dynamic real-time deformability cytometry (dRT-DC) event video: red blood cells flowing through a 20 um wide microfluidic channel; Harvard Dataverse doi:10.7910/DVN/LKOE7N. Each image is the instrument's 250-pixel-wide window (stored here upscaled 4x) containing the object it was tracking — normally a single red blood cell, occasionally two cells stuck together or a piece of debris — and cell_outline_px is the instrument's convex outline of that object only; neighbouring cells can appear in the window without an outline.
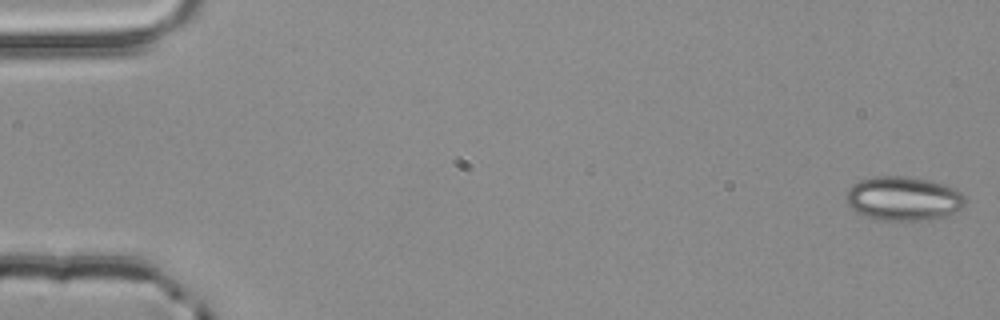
{"species": "common noctule bat (a hibernating species)", "species_latin": "Nyctalus noctula", "temperature_condition": "room temperature", "stored_images_in_passage": 5, "camera_frame_rate_fps": 3000, "um_per_image_px": 0.085, "animal": {"sex": "male", "body_mass_g": 20.4}, "frame": {"image": 1, "passage_image": 1, "time_ms": 0.0, "image_size_px": [1000, 320], "cell_outline_px": [[964, 204], [956, 212], [948, 216], [928, 220], [880, 220], [856, 212], [848, 204], [844, 196], [848, 188], [852, 184], [860, 180], [872, 176], [904, 176], [928, 180], [952, 188], [960, 192], [964, 196]], "centroid_in_image_um": [76.75, 16.88], "position_along_channel_um": 8.3, "area_um2": 30.52}}